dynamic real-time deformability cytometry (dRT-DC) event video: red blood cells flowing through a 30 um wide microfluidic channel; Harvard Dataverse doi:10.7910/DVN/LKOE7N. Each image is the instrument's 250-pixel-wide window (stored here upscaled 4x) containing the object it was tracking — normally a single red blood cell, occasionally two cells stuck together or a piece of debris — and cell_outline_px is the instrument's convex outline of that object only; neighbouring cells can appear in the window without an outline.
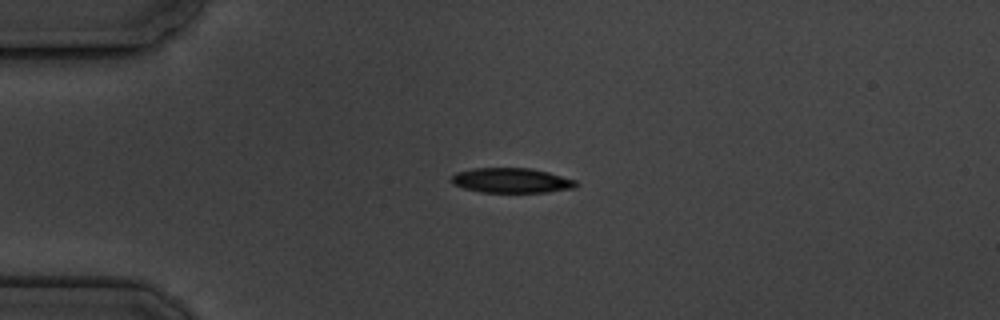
{"species": "common noctule bat (a hibernating species)", "species_latin": "Nyctalus noctula", "temperature_condition": "cold", "stored_images_in_passage": 4, "camera_frame_rate_fps": 3000, "um_per_image_px": 0.085, "animal": {"sex": "male", "body_mass_g": 19.5, "forearm_length_mm": 54.6}, "frame": {"image": 1, "passage_image": 3, "time_ms": 2.333, "image_size_px": [1000, 320], "cell_outline_px": [[580, 184], [576, 188], [548, 192], [480, 192], [464, 188], [452, 184], [452, 176], [456, 172], [476, 168], [532, 168], [548, 172], [576, 180]], "centroid_in_image_um": [43.52, 15.34], "position_along_channel_um": 41.5, "area_um2": 18.15}}